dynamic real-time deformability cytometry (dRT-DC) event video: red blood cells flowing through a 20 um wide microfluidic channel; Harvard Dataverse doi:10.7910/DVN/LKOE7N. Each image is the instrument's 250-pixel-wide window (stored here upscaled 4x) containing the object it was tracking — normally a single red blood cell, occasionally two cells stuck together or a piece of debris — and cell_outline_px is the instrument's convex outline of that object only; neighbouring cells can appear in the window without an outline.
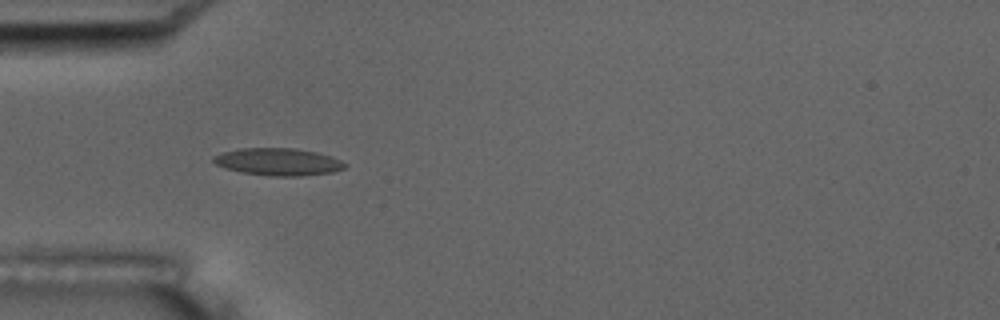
{"species": "common noctule bat (a hibernating species)", "species_latin": "Nyctalus noctula", "temperature_condition": "room temperature", "stored_images_in_passage": 7, "camera_frame_rate_fps": 3000, "um_per_image_px": 0.085, "animal": {"sex": "male", "body_mass_g": 17.5, "forearm_length_mm": 52.3}, "frame": {"image": 1, "passage_image": 6, "time_ms": 5.667, "image_size_px": [1000, 320], "cell_outline_px": [[348, 164], [344, 168], [332, 172], [300, 176], [268, 176], [240, 172], [224, 168], [216, 164], [212, 160], [212, 156], [224, 152], [240, 148], [296, 148], [316, 152], [332, 156]], "centroid_in_image_um": [23.64, 13.75], "position_along_channel_um": 61.4, "area_um2": 21.04}}